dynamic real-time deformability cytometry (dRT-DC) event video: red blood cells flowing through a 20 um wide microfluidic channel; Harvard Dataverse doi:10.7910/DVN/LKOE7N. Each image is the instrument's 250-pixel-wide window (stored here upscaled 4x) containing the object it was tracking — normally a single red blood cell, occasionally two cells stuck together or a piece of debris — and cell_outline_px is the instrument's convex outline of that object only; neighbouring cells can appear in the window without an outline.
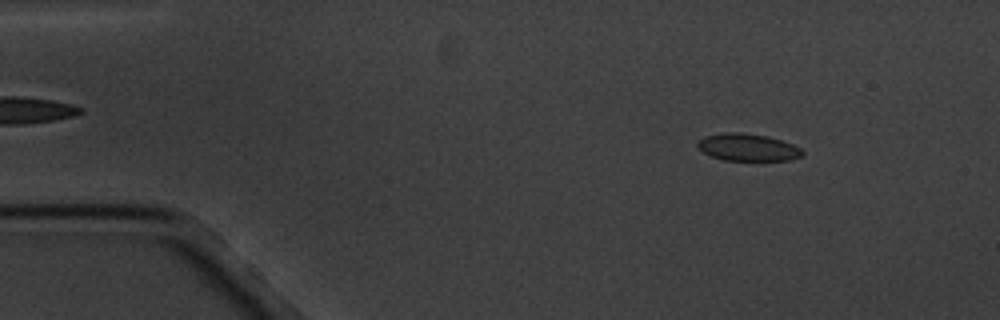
{"species": "common noctule bat (a hibernating species)", "species_latin": "Nyctalus noctula", "temperature_condition": "cold", "stored_images_in_passage": 5, "camera_frame_rate_fps": 3000, "um_per_image_px": 0.085, "animal": {"sex": "male", "body_mass_g": 20.1, "forearm_length_mm": 53.5}, "frame": {"image": 1, "passage_image": 1, "time_ms": 0.0, "image_size_px": [1000, 320], "cell_outline_px": [[804, 152], [800, 156], [788, 160], [724, 160], [712, 156], [704, 152], [696, 144], [704, 136], [724, 132], [740, 132], [768, 136], [792, 144], [800, 148]], "centroid_in_image_um": [63.55, 12.51], "position_along_channel_um": 21.5, "area_um2": 16.42}}
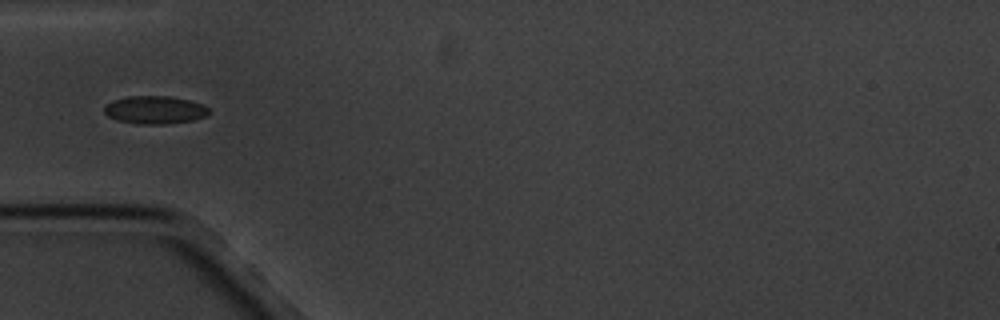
{"frame": {"image": 2, "passage_image": 4, "time_ms": 3.667, "image_size_px": [1000, 320], "cell_outline_px": [[208, 116], [192, 120], [164, 124], [136, 124], [116, 120], [108, 116], [104, 112], [104, 108], [112, 100], [128, 96], [168, 96], [188, 100], [200, 104], [208, 108]], "centroid_in_image_um": [13.13, 9.35], "position_along_channel_um": 71.9, "area_um2": 16.94}}
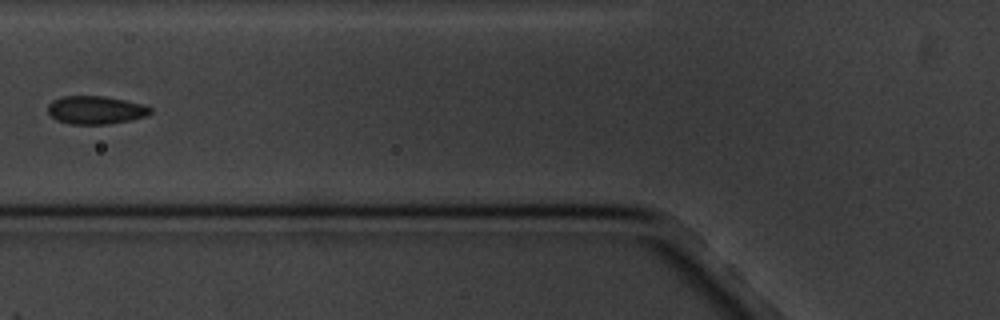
{"frame": {"image": 3, "passage_image": 5, "time_ms": 5.0, "image_size_px": [1000, 320], "cell_outline_px": [[152, 112], [148, 116], [132, 120], [108, 124], [68, 124], [56, 120], [48, 112], [48, 104], [52, 100], [64, 96], [104, 96], [144, 104], [152, 108]], "centroid_in_image_um": [8.16, 9.36], "position_along_channel_um": 117.6, "area_um2": 16.99}}